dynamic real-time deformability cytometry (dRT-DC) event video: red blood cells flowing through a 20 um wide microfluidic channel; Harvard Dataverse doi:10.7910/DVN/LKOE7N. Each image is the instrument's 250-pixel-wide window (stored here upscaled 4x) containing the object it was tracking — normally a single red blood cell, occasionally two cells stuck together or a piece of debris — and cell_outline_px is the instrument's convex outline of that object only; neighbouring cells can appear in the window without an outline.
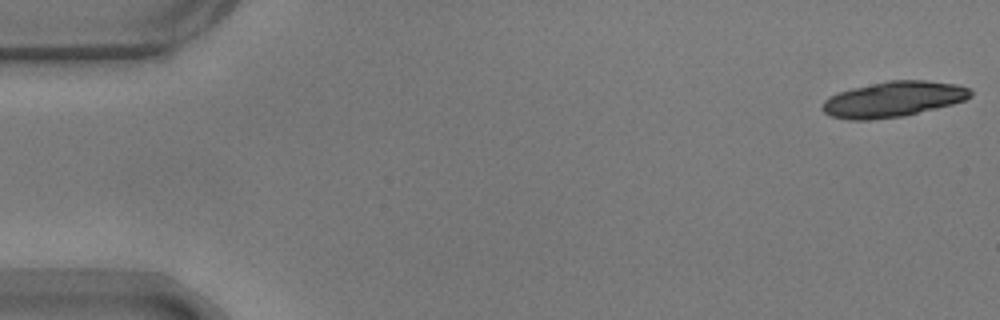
{"species": "common noctule bat (a hibernating species)", "species_latin": "Nyctalus noctula", "temperature_condition": "warm", "stored_images_in_passage": 18, "camera_frame_rate_fps": 3000, "um_per_image_px": 0.085, "animal": {"sex": "male", "body_mass_g": 17.9}, "frame": {"image": 1, "passage_image": 1, "time_ms": 0.0, "image_size_px": [1000, 320], "cell_outline_px": [[972, 96], [964, 100], [952, 104], [904, 116], [872, 120], [848, 120], [828, 116], [820, 108], [824, 100], [828, 96], [852, 88], [888, 80], [924, 80], [956, 84], [968, 88], [972, 92]], "centroid_in_image_um": [75.88, 8.44], "position_along_channel_um": 9.1, "area_um2": 30.81}}